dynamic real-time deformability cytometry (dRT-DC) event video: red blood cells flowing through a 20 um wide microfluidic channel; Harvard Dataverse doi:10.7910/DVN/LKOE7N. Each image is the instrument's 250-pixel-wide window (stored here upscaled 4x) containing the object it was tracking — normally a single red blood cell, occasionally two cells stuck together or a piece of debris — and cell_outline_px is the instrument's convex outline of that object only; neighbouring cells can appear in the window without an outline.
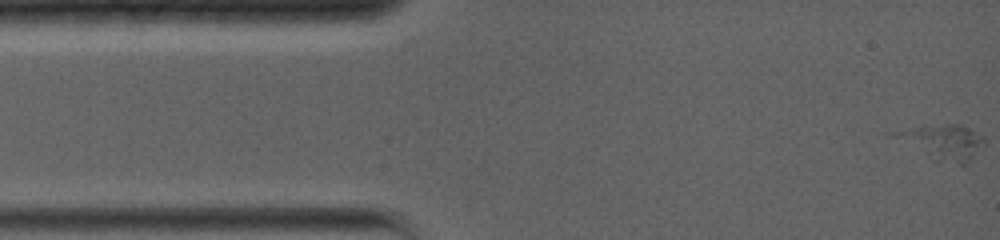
{"species": "common noctule bat (a hibernating species)", "species_latin": "Nyctalus noctula", "temperature_condition": "warm", "stored_images_in_passage": 76, "camera_frame_rate_fps": 5000, "um_per_image_px": 0.085, "animal": {"sex": "female", "body_mass_g": 19.0, "forearm_length_mm": 56.7}, "frame": {"image": 1, "passage_image": 1, "time_ms": 0.0, "image_size_px": [1000, 240], "cell_outline_px": [[984, 140], [964, 168], [932, 160], [912, 132], [912, 128], [924, 124], [960, 124]], "centroid_in_image_um": [80.59, 12.15], "position_along_channel_um": 4.4, "area_um2": 15.2}}
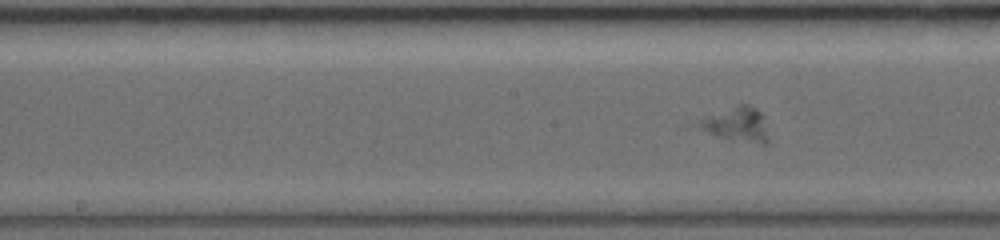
{"frame": {"image": 2, "passage_image": 33, "time_ms": 7.8, "image_size_px": [1000, 240], "cell_outline_px": [[768, 140], [764, 144], [760, 144], [716, 136], [704, 128], [700, 124], [700, 120], [740, 104], [748, 104], [756, 108], [760, 112], [768, 136]], "centroid_in_image_um": [62.72, 10.58], "position_along_channel_um": 185.5, "area_um2": 13.01}}
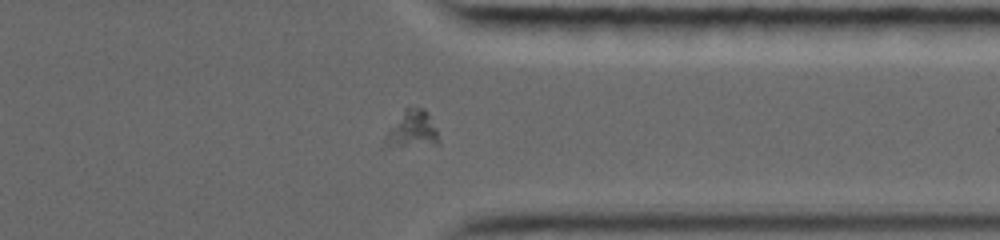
{"frame": {"image": 3, "passage_image": 54, "time_ms": 12.8, "image_size_px": [1000, 240], "cell_outline_px": [[440, 144], [388, 144], [388, 132], [404, 108], [424, 108], [428, 112], [436, 128]], "centroid_in_image_um": [35.15, 10.91], "position_along_channel_um": 376.2, "area_um2": 10.58}}